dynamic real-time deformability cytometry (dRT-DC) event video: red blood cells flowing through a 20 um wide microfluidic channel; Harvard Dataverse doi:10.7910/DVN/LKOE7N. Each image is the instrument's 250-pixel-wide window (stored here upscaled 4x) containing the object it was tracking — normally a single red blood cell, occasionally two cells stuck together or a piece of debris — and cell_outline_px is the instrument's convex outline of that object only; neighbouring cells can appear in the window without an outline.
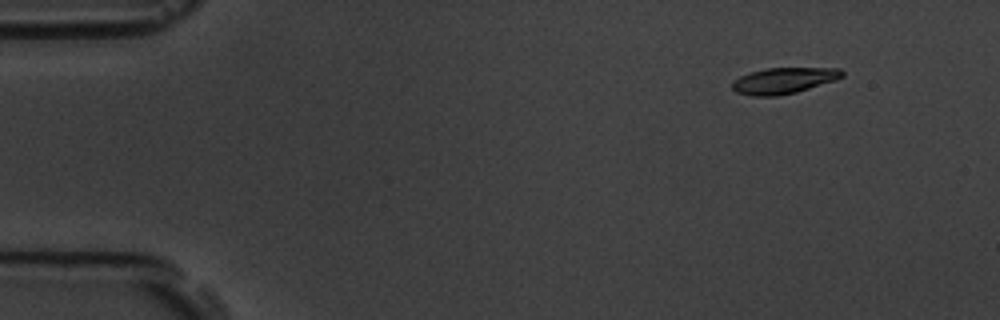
{"species": "common noctule bat (a hibernating species)", "species_latin": "Nyctalus noctula", "temperature_condition": "room temperature", "stored_images_in_passage": 4, "camera_frame_rate_fps": 3000, "um_per_image_px": 0.085, "animal": {"sex": "male", "body_mass_g": 19.5, "forearm_length_mm": 54.6}, "frame": {"image": 1, "passage_image": 1, "time_ms": 0.0, "image_size_px": [1000, 320], "cell_outline_px": [[844, 76], [836, 80], [796, 92], [776, 96], [752, 96], [736, 92], [732, 88], [732, 84], [740, 76], [752, 72], [768, 68], [840, 68], [844, 72]], "centroid_in_image_um": [66.65, 6.85], "position_along_channel_um": 18.4, "area_um2": 16.53}}
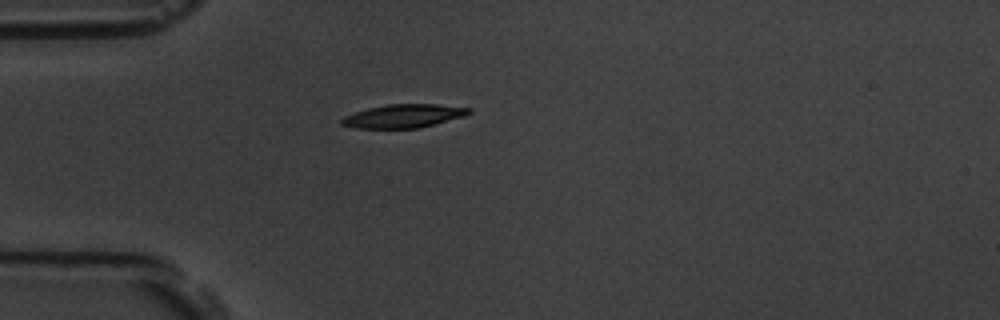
{"frame": {"image": 2, "passage_image": 3, "time_ms": 3.333, "image_size_px": [1000, 320], "cell_outline_px": [[472, 112], [464, 116], [416, 128], [356, 128], [340, 124], [340, 120], [344, 116], [368, 108], [388, 104], [436, 104], [472, 108]], "centroid_in_image_um": [34.29, 9.85], "position_along_channel_um": 50.7, "area_um2": 17.17}}